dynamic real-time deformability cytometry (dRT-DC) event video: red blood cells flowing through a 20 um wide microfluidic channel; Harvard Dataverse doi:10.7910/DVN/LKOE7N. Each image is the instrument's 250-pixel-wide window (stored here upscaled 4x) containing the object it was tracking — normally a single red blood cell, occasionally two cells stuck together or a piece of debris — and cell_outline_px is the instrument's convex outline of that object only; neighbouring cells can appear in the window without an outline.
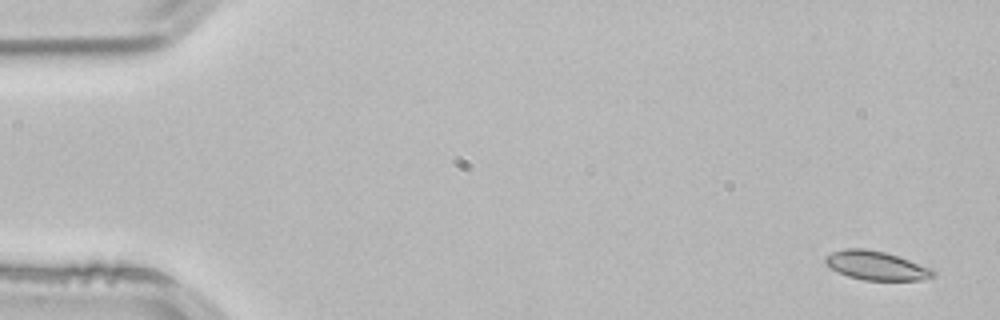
{"species": "common noctule bat (a hibernating species)", "species_latin": "Nyctalus noctula", "temperature_condition": "room temperature", "stored_images_in_passage": 5, "camera_frame_rate_fps": 3000, "um_per_image_px": 0.085, "animal": {"sex": "male", "body_mass_g": 21.5, "forearm_length_mm": 52.0}, "frame": {"image": 1, "passage_image": 1, "time_ms": 0.0, "image_size_px": [1000, 320], "cell_outline_px": [[936, 276], [920, 280], [864, 280], [848, 276], [824, 264], [824, 256], [832, 252], [844, 248], [864, 248], [884, 252], [932, 268], [936, 272]], "centroid_in_image_um": [74.46, 22.57], "position_along_channel_um": 10.5, "area_um2": 18.09}}